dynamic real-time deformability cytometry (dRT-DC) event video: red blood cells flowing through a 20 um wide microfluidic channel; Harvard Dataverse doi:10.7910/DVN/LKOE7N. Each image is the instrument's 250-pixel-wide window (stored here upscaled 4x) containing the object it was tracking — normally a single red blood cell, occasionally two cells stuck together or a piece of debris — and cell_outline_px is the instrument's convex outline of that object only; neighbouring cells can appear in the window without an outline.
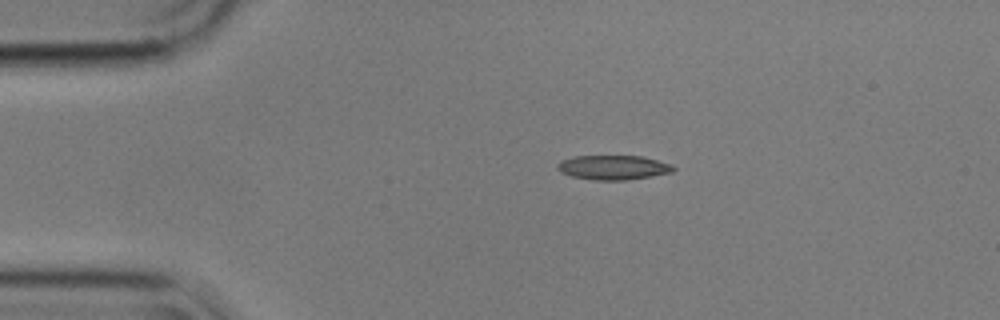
{"species": "common noctule bat (a hibernating species)", "species_latin": "Nyctalus noctula", "temperature_condition": "cold", "stored_images_in_passage": 6, "camera_frame_rate_fps": 3000, "um_per_image_px": 0.085, "animal": {"sex": "male", "body_mass_g": 17.9}, "frame": {"image": 1, "passage_image": 1, "time_ms": 0.0, "image_size_px": [1000, 320], "cell_outline_px": [[676, 168], [672, 172], [628, 180], [592, 180], [572, 176], [560, 172], [556, 168], [556, 164], [560, 160], [572, 156], [640, 156], [672, 164]], "centroid_in_image_um": [52.08, 14.23], "position_along_channel_um": 32.9, "area_um2": 16.59}}
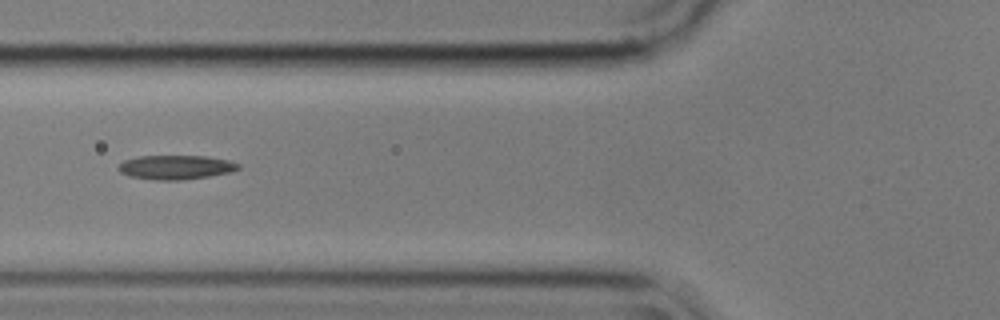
{"frame": {"image": 2, "passage_image": 4, "time_ms": 1.0, "image_size_px": [1000, 320], "cell_outline_px": [[240, 168], [232, 172], [208, 176], [180, 180], [152, 180], [128, 176], [120, 172], [116, 168], [124, 160], [140, 156], [208, 156], [228, 160], [240, 164]], "centroid_in_image_um": [14.93, 14.22], "position_along_channel_um": 110.9, "area_um2": 16.99}}
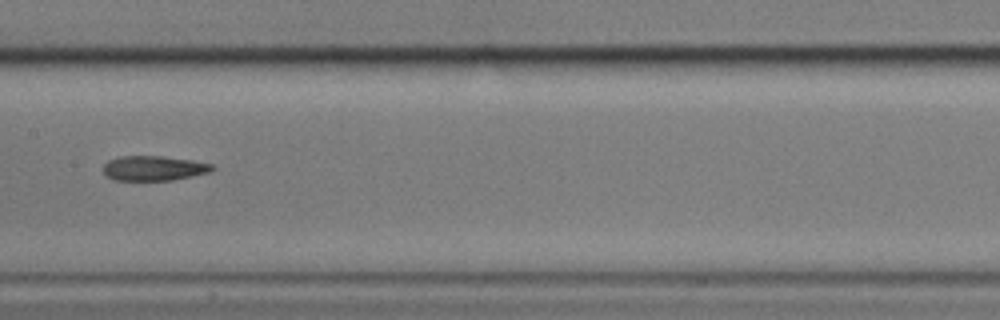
{"frame": {"image": 3, "passage_image": 6, "time_ms": 1.667, "image_size_px": [1000, 320], "cell_outline_px": [[216, 168], [208, 172], [192, 176], [172, 180], [112, 180], [104, 176], [104, 164], [108, 160], [120, 156], [160, 156], [192, 160], [212, 164]], "centroid_in_image_um": [13.03, 14.3], "position_along_channel_um": 194.4, "area_um2": 15.78}}